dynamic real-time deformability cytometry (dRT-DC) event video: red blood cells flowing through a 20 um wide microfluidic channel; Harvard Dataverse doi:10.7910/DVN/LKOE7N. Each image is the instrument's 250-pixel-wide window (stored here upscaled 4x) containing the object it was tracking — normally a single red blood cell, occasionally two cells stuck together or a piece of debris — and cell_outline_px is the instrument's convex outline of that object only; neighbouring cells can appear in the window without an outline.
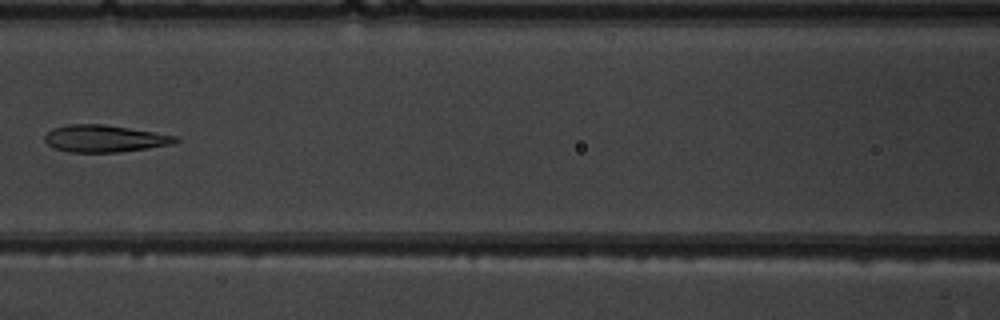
{"species": "common noctule bat (a hibernating species)", "species_latin": "Nyctalus noctula", "temperature_condition": "warm", "stored_images_in_passage": 6, "camera_frame_rate_fps": 3000, "um_per_image_px": 0.085, "animal": {"sex": "male", "body_mass_g": 19.5, "forearm_length_mm": 54.6}, "frame": {"image": 1, "passage_image": 6, "time_ms": 5.667, "image_size_px": [1000, 320], "cell_outline_px": [[180, 140], [172, 144], [120, 152], [68, 152], [56, 148], [48, 144], [44, 140], [44, 136], [52, 128], [68, 124], [104, 124], [176, 136]], "centroid_in_image_um": [8.85, 11.77], "position_along_channel_um": 157.8, "area_um2": 20.4}}